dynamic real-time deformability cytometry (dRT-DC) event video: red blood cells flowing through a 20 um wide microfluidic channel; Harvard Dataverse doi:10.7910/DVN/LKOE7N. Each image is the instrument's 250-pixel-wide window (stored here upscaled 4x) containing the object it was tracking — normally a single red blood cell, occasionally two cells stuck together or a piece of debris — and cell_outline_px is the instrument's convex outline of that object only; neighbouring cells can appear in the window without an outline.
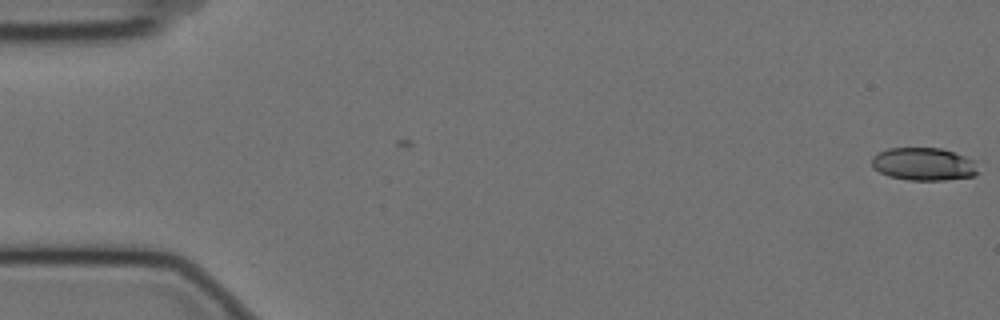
{"species": "Egyptian fruit bat (a non-hibernating species)", "species_latin": "Rousettus aegyptiacus", "temperature_condition": "cold", "stored_images_in_passage": 58, "camera_frame_rate_fps": 3000, "um_per_image_px": 0.085, "animal": {"sex": "female"}, "frame": {"image": 1, "passage_image": 1, "time_ms": 0.0, "image_size_px": [1000, 320], "cell_outline_px": [[976, 176], [944, 180], [908, 180], [888, 176], [872, 168], [872, 156], [888, 148], [940, 148], [976, 160]], "centroid_in_image_um": [78.5, 13.95], "position_along_channel_um": 6.5, "area_um2": 20.35}}
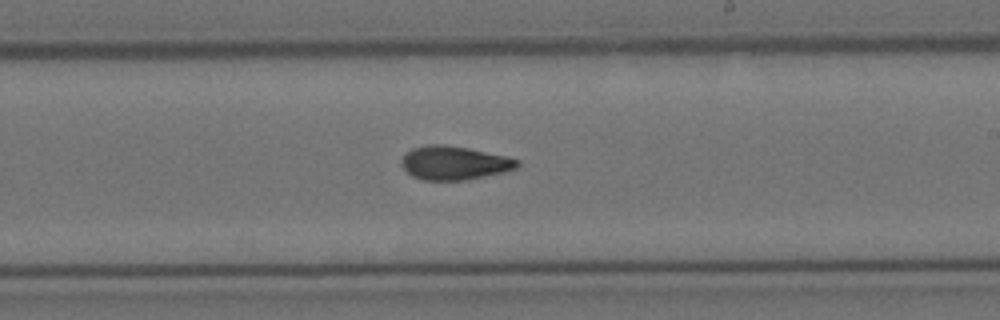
{"frame": {"image": 2, "passage_image": 34, "time_ms": 11.0, "image_size_px": [1000, 320], "cell_outline_px": [[520, 164], [516, 168], [500, 172], [464, 180], [424, 180], [412, 176], [400, 164], [400, 160], [412, 148], [428, 144], [444, 144], [468, 148], [504, 156], [520, 160]], "centroid_in_image_um": [38.57, 13.84], "position_along_channel_um": 250.4, "area_um2": 22.43}}
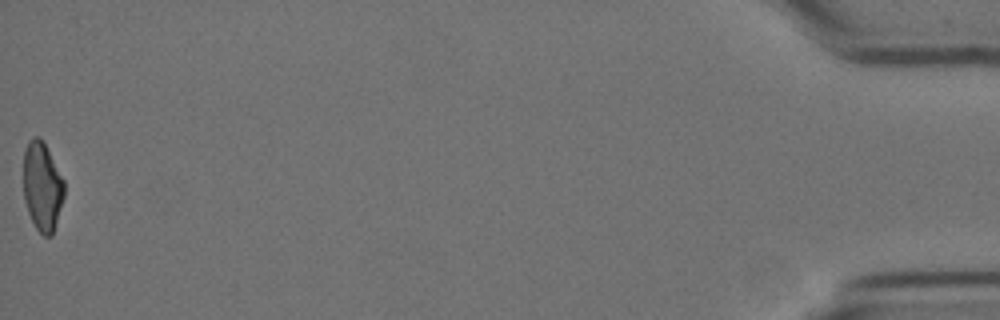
{"frame": {"image": 3, "passage_image": 58, "time_ms": 19.0, "image_size_px": [1000, 320], "cell_outline_px": [[64, 196], [52, 236], [44, 236], [36, 228], [28, 212], [24, 200], [24, 148], [28, 140], [32, 136], [40, 136], [44, 140], [64, 180]], "centroid_in_image_um": [3.59, 15.79], "position_along_channel_um": 431.6, "area_um2": 21.33}, "authors_computed_cell_mechanics": {"area_um2": 22.1085, "velocity_mm_per_s": 3.5264, "shape_relaxation_time_tau1_ms": 8.1432, "shape_relaxation_time_tau2_ms": 2.8155, "deformation_change_tau1": 0.2168, "deformation_change_tau2": 0.0911}}